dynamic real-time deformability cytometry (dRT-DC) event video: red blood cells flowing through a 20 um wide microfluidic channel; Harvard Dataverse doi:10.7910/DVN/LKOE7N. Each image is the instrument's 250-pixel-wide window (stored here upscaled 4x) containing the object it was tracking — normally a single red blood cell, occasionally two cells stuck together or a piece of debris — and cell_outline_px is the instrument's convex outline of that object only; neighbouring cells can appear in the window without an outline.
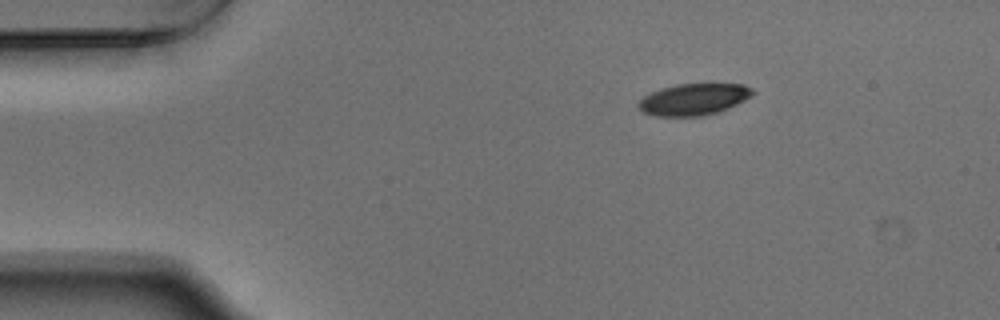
{"species": "Egyptian fruit bat (a non-hibernating species)", "species_latin": "Rousettus aegyptiacus", "temperature_condition": "warm", "stored_images_in_passage": 46, "camera_frame_rate_fps": 3000, "um_per_image_px": 0.085, "animal": {"sex": "male"}, "frame": {"image": 1, "passage_image": 1, "time_ms": 0.0, "image_size_px": [1000, 320], "cell_outline_px": [[756, 92], [752, 96], [728, 108], [716, 112], [700, 116], [656, 116], [644, 112], [636, 104], [644, 96], [660, 88], [676, 84], [744, 84], [752, 88]], "centroid_in_image_um": [58.97, 8.43], "position_along_channel_um": 26.0, "area_um2": 20.92}}
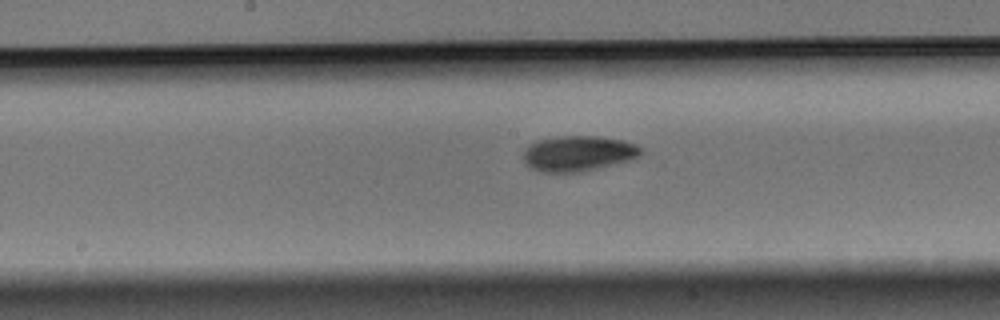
{"frame": {"image": 2, "passage_image": 20, "time_ms": 6.333, "image_size_px": [1000, 320], "cell_outline_px": [[644, 152], [640, 156], [628, 160], [580, 172], [544, 172], [532, 168], [524, 160], [524, 148], [528, 144], [536, 140], [556, 136], [596, 136], [624, 140], [636, 144], [644, 148]], "centroid_in_image_um": [49.16, 13.02], "position_along_channel_um": 199.0, "area_um2": 24.33}}
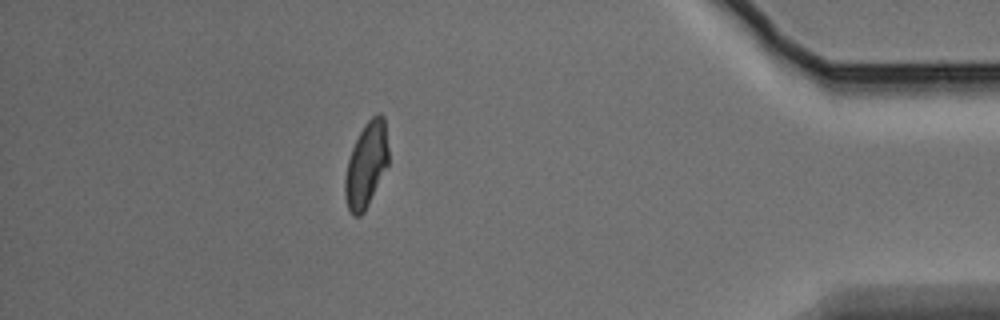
{"frame": {"image": 3, "passage_image": 40, "time_ms": 13.0, "image_size_px": [1000, 320], "cell_outline_px": [[388, 164], [364, 212], [360, 216], [352, 216], [348, 208], [344, 196], [344, 180], [348, 160], [352, 148], [364, 124], [376, 112], [380, 112], [384, 116], [388, 148]], "centroid_in_image_um": [31.12, 13.99], "position_along_channel_um": 404.1, "area_um2": 21.5}, "authors_computed_cell_mechanics": {"area_um2": 22.5131, "velocity_mm_per_s": 3.7415, "shape_relaxation_time_tau1_ms": 2.229, "shape_relaxation_time_tau2_ms": 7.1189, "deformation_change_tau1": 0.1328, "deformation_change_tau2": 0.0867}}